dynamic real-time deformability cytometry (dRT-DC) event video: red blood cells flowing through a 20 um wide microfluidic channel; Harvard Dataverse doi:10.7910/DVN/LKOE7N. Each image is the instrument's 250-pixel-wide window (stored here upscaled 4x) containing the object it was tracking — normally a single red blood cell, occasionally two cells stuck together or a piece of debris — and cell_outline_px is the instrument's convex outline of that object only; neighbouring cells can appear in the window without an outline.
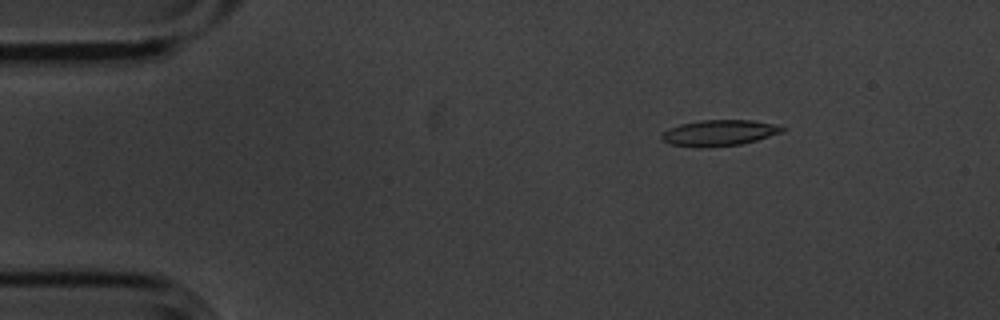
{"species": "common noctule bat (a hibernating species)", "species_latin": "Nyctalus noctula", "temperature_condition": "cold", "stored_images_in_passage": 5, "camera_frame_rate_fps": 3000, "um_per_image_px": 0.085, "animal": {"sex": "male", "body_mass_g": 20.1, "forearm_length_mm": 53.5}, "frame": {"image": 1, "passage_image": 3, "time_ms": 0.667, "image_size_px": [1000, 320], "cell_outline_px": [[784, 132], [756, 140], [740, 144], [700, 148], [668, 144], [660, 136], [668, 128], [680, 124], [700, 120], [752, 120], [780, 124], [784, 128]], "centroid_in_image_um": [61.15, 11.29], "position_along_channel_um": 23.9, "area_um2": 18.38}}